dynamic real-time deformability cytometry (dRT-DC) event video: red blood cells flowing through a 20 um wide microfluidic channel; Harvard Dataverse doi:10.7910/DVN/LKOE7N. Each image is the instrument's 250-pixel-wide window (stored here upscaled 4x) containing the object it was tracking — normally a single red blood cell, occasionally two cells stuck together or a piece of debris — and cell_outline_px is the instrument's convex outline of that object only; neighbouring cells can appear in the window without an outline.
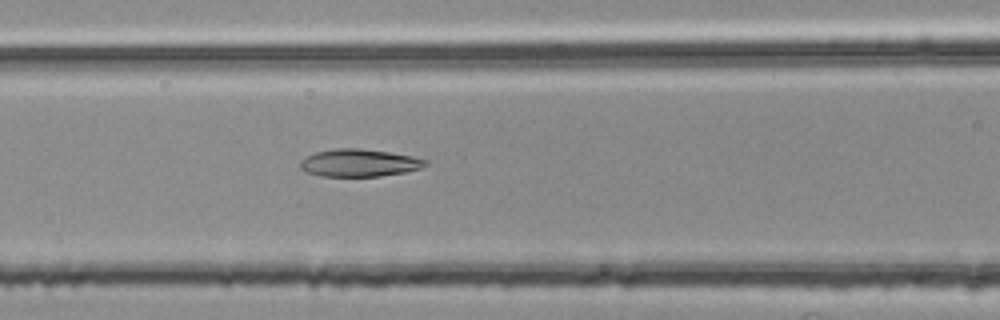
{"species": "common noctule bat (a hibernating species)", "species_latin": "Nyctalus noctula", "temperature_condition": "room temperature", "stored_images_in_passage": 25, "camera_frame_rate_fps": 3000, "um_per_image_px": 0.085, "animal": {"sex": "female", "body_mass_g": 25.1}, "frame": {"image": 1, "passage_image": 10, "time_ms": 3.0, "image_size_px": [1000, 320], "cell_outline_px": [[428, 164], [420, 168], [404, 172], [380, 176], [320, 176], [308, 172], [300, 168], [300, 160], [316, 152], [336, 148], [360, 148], [388, 152], [412, 156], [428, 160]], "centroid_in_image_um": [30.53, 13.84], "position_along_channel_um": 136.1, "area_um2": 19.94}}
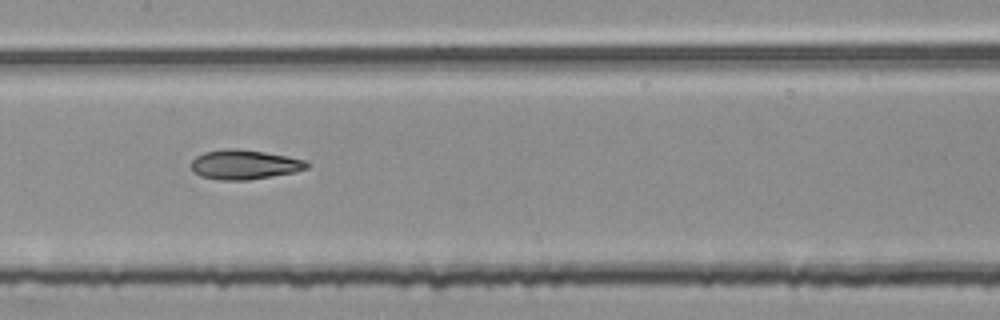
{"frame": {"image": 2, "passage_image": 14, "time_ms": 4.333, "image_size_px": [1000, 320], "cell_outline_px": [[308, 168], [296, 172], [248, 180], [220, 180], [200, 176], [192, 172], [192, 160], [196, 156], [204, 152], [224, 148], [240, 148], [288, 156], [308, 160]], "centroid_in_image_um": [20.78, 13.98], "position_along_channel_um": 186.6, "area_um2": 20.17}}